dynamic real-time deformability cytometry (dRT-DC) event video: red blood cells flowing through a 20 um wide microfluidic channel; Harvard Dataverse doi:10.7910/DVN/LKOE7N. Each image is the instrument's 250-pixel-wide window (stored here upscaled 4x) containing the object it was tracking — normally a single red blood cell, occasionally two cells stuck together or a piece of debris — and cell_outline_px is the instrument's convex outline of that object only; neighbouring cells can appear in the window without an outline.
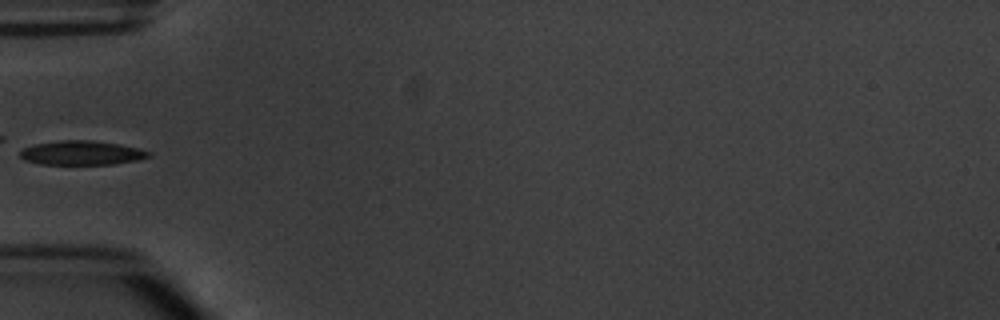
{"species": "common noctule bat (a hibernating species)", "species_latin": "Nyctalus noctula", "temperature_condition": "warm", "stored_images_in_passage": 6, "camera_frame_rate_fps": 3000, "um_per_image_px": 0.085, "animal": {"sex": "male", "body_mass_g": 20.1, "forearm_length_mm": 53.5}, "frame": {"image": 1, "passage_image": 6, "time_ms": 6.0, "image_size_px": [1000, 320], "cell_outline_px": [[152, 156], [140, 160], [112, 164], [40, 164], [24, 160], [20, 156], [20, 152], [24, 148], [36, 144], [60, 140], [92, 140], [120, 144], [140, 148], [152, 152]], "centroid_in_image_um": [7.01, 12.99], "position_along_channel_um": 78.0, "area_um2": 18.26}}